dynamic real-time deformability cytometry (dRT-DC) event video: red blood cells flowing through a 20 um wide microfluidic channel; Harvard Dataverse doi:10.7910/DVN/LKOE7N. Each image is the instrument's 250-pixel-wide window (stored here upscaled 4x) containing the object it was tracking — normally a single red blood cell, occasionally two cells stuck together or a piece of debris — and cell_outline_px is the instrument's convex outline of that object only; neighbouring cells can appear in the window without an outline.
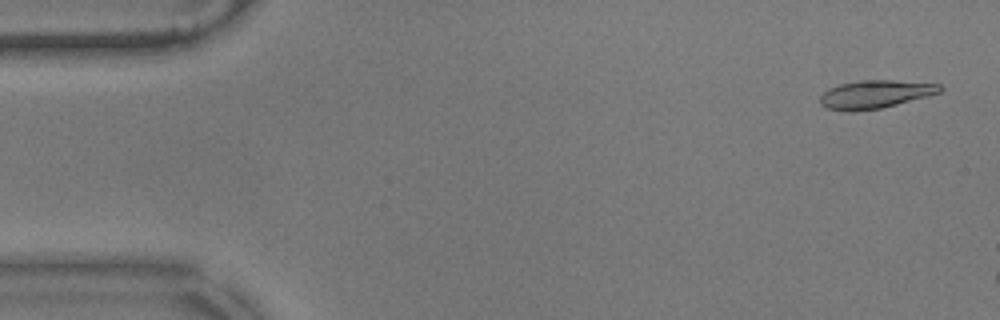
{"species": "common noctule bat (a hibernating species)", "species_latin": "Nyctalus noctula", "temperature_condition": "warm", "stored_images_in_passage": 8, "camera_frame_rate_fps": 3000, "um_per_image_px": 0.085, "animal": {"sex": "male", "body_mass_g": 17.9}, "frame": {"image": 1, "passage_image": 2, "time_ms": 0.333, "image_size_px": [1000, 320], "cell_outline_px": [[944, 88], [940, 92], [928, 96], [880, 108], [828, 108], [820, 104], [820, 96], [828, 88], [840, 84], [860, 80], [892, 80], [940, 84]], "centroid_in_image_um": [74.46, 7.95], "position_along_channel_um": 10.5, "area_um2": 18.79}}